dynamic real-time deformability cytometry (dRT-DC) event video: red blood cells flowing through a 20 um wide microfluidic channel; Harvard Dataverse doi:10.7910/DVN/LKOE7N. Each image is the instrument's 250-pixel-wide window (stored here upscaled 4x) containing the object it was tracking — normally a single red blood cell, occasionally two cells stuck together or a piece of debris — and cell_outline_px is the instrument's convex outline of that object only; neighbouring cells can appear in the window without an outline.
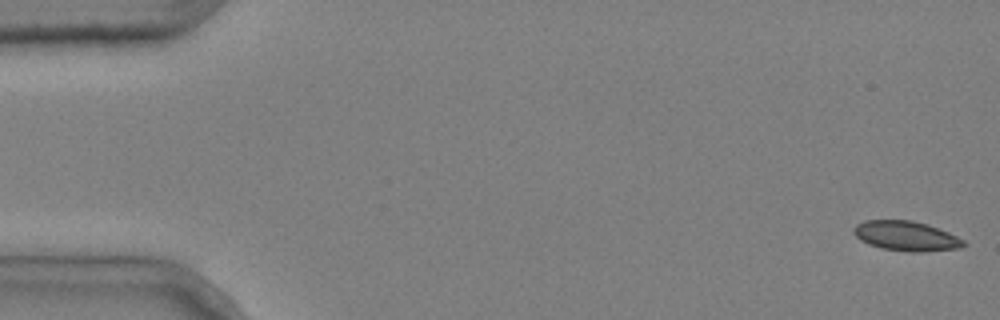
{"species": "common noctule bat (a hibernating species)", "species_latin": "Nyctalus noctula", "temperature_condition": "cold", "stored_images_in_passage": 5, "camera_frame_rate_fps": 3000, "um_per_image_px": 0.085, "animal": {"sex": "male", "body_mass_g": 20.4}, "frame": {"image": 1, "passage_image": 1, "time_ms": 0.0, "image_size_px": [1000, 320], "cell_outline_px": [[968, 244], [960, 248], [924, 252], [908, 252], [880, 248], [868, 244], [860, 240], [852, 232], [856, 224], [864, 220], [912, 220], [928, 224], [948, 232], [964, 240]], "centroid_in_image_um": [77.02, 20.06], "position_along_channel_um": 8.0, "area_um2": 19.31}}
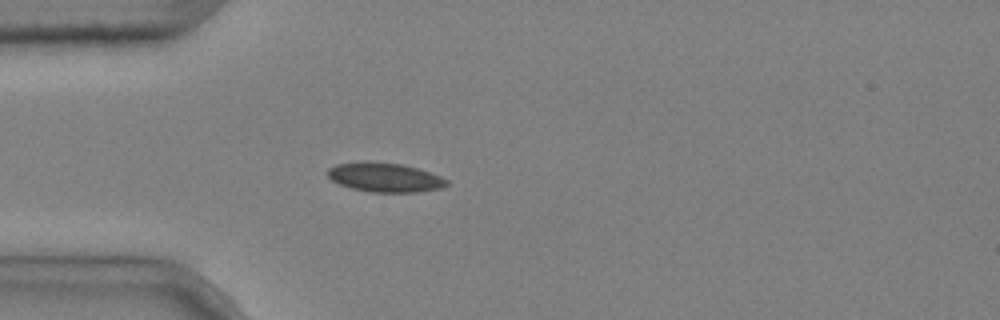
{"frame": {"image": 2, "passage_image": 5, "time_ms": 1.333, "image_size_px": [1000, 320], "cell_outline_px": [[448, 184], [440, 188], [416, 192], [372, 192], [352, 188], [340, 184], [332, 180], [328, 176], [328, 168], [336, 164], [356, 160], [368, 160], [400, 164], [416, 168], [440, 176], [448, 180]], "centroid_in_image_um": [32.66, 15.05], "position_along_channel_um": 52.3, "area_um2": 20.35}}